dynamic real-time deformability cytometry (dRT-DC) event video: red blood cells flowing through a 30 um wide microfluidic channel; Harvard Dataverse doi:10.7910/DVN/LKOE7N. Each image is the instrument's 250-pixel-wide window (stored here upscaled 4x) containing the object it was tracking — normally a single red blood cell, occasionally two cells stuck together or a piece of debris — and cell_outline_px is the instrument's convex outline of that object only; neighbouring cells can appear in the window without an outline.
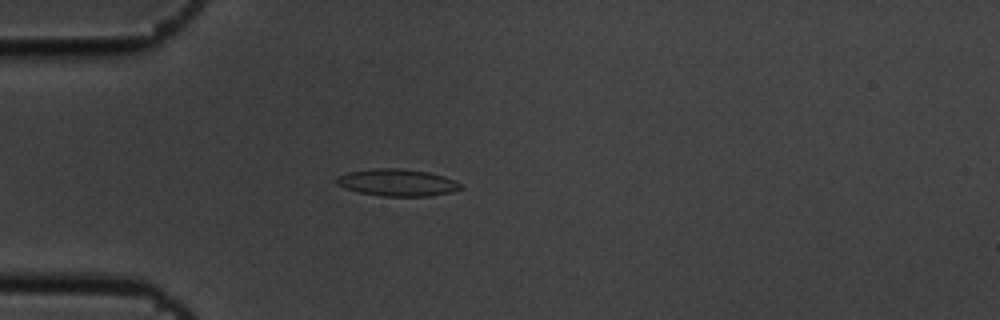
{"species": "common noctule bat (a hibernating species)", "species_latin": "Nyctalus noctula", "temperature_condition": "cold", "stored_images_in_passage": 5, "camera_frame_rate_fps": 3000, "um_per_image_px": 0.085, "animal": {"sex": "male", "body_mass_g": 19.5, "forearm_length_mm": 54.6}, "frame": {"image": 1, "passage_image": 4, "time_ms": 1.0, "image_size_px": [1000, 320], "cell_outline_px": [[464, 188], [452, 192], [428, 196], [384, 196], [360, 192], [344, 188], [336, 184], [336, 176], [348, 172], [372, 168], [400, 168], [428, 172], [444, 176], [456, 180]], "centroid_in_image_um": [33.77, 15.51], "position_along_channel_um": 51.2, "area_um2": 19.65}}